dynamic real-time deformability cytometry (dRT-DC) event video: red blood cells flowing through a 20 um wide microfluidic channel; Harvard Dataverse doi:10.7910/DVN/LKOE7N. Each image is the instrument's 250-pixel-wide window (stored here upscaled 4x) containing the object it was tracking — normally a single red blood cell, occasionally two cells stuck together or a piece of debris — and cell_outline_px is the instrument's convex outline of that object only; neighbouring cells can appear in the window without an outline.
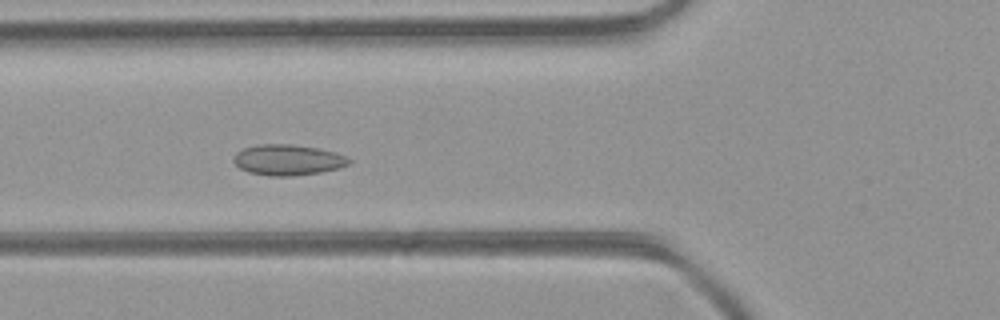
{"species": "common noctule bat (a hibernating species)", "species_latin": "Nyctalus noctula", "temperature_condition": "room temperature", "stored_images_in_passage": 39, "segment_of_instrument_passage": [1, 2], "camera_frame_rate_fps": 3000, "um_per_image_px": 0.085, "animal": {"sex": "female", "body_mass_g": 21.9}, "frame": {"image": 1, "passage_image": 8, "time_ms": 2.333, "image_size_px": [1000, 320], "cell_outline_px": [[352, 160], [348, 164], [340, 168], [320, 172], [292, 176], [272, 176], [248, 172], [240, 168], [232, 160], [232, 156], [236, 152], [244, 148], [260, 144], [292, 144], [316, 148], [336, 152]], "centroid_in_image_um": [24.44, 13.59], "position_along_channel_um": 101.4, "area_um2": 20.63}}
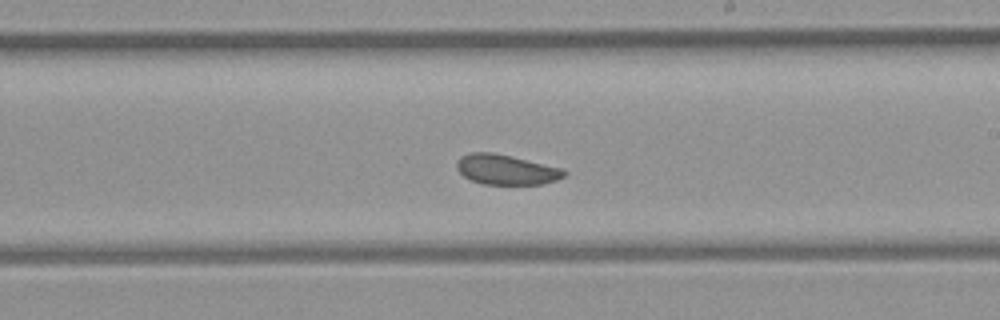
{"frame": {"image": 2, "passage_image": 18, "time_ms": 5.667, "image_size_px": [1000, 320], "cell_outline_px": [[568, 172], [564, 176], [556, 180], [540, 184], [484, 184], [472, 180], [464, 176], [456, 168], [456, 160], [460, 156], [472, 152], [492, 152], [512, 156], [564, 168]], "centroid_in_image_um": [43.03, 14.4], "position_along_channel_um": 246.0, "area_um2": 18.9}}
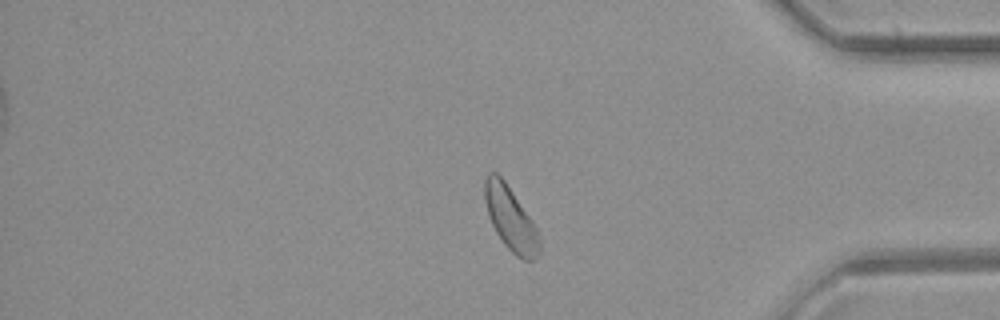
{"frame": {"image": 3, "passage_image": 30, "time_ms": 9.667, "image_size_px": [1000, 320], "cell_outline_px": [[540, 252], [532, 260], [524, 260], [516, 256], [504, 244], [496, 232], [492, 224], [484, 200], [484, 180], [488, 172], [496, 172], [504, 180], [532, 220], [540, 236]], "centroid_in_image_um": [43.4, 18.58], "position_along_channel_um": 391.8, "area_um2": 20.17}}